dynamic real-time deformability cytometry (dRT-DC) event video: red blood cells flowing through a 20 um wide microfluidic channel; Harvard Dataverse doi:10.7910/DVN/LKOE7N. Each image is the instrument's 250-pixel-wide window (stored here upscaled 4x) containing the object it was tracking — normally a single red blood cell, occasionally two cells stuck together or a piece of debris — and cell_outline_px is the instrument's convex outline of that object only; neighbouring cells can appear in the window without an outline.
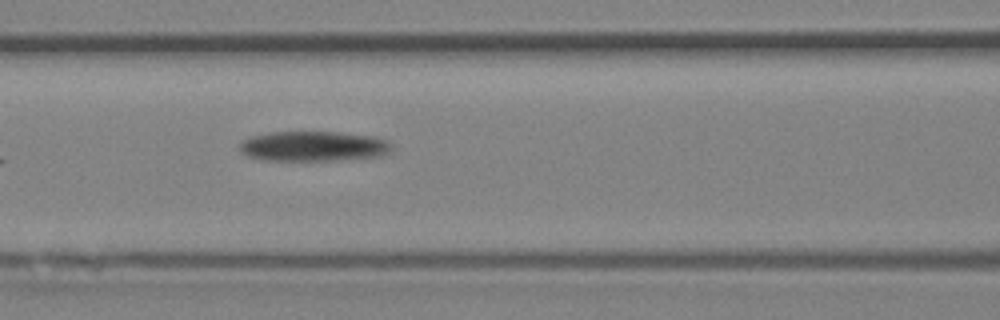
{"species": "Egyptian fruit bat (a non-hibernating species)", "species_latin": "Rousettus aegyptiacus", "temperature_condition": "room temperature", "stored_images_in_passage": 6, "camera_frame_rate_fps": 3000, "um_per_image_px": 0.085, "animal": {"sex": "female"}, "frame": {"image": 1, "passage_image": 6, "time_ms": 1.667, "image_size_px": [1000, 320], "cell_outline_px": [[392, 148], [384, 156], [336, 160], [264, 160], [248, 156], [240, 152], [240, 140], [252, 136], [272, 132], [340, 132], [376, 136], [392, 144]], "centroid_in_image_um": [26.65, 12.43], "position_along_channel_um": 139.9, "area_um2": 26.76}}